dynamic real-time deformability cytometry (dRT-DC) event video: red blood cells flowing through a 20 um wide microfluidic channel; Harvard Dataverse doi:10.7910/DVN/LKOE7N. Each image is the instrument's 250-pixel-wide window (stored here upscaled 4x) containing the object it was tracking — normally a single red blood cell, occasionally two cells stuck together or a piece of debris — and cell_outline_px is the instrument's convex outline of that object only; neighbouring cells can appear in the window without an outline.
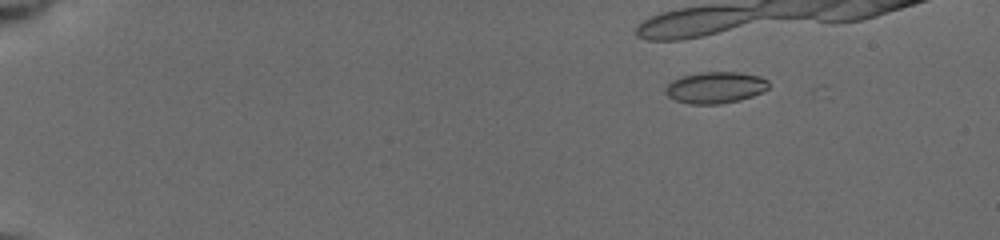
{"species": "common noctule bat (a hibernating species)", "species_latin": "Nyctalus noctula", "temperature_condition": "cold", "stored_images_in_passage": 18, "camera_frame_rate_fps": 3000, "um_per_image_px": 0.085, "animal": {"sex": "female", "body_mass_g": 19.5, "forearm_length_mm": 54.1}, "frame": {"image": 1, "passage_image": 8, "time_ms": 3.0, "image_size_px": [1000, 240], "cell_outline_px": [[768, 88], [752, 96], [740, 100], [720, 104], [692, 104], [676, 100], [668, 96], [668, 84], [672, 80], [684, 76], [700, 72], [736, 72], [760, 76], [768, 80]], "centroid_in_image_um": [60.85, 7.44], "position_along_channel_um": 24.2, "area_um2": 18.61}}